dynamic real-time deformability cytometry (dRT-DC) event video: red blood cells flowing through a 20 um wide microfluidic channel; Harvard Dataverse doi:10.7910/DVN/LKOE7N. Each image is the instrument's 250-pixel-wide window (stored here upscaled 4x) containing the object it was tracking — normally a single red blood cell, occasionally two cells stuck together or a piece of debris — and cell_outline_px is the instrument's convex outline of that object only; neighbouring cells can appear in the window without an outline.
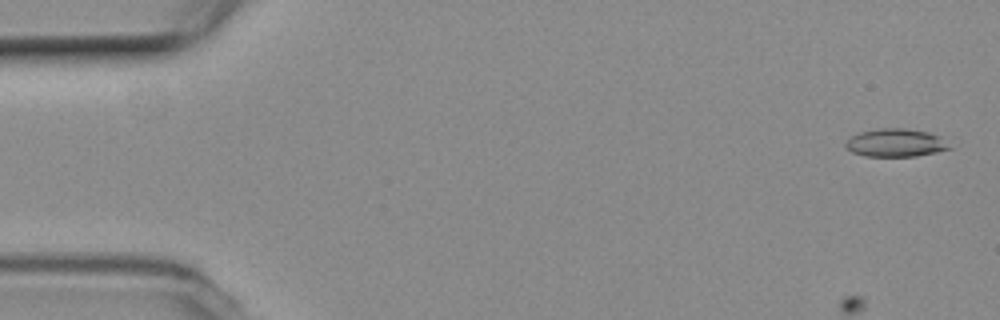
{"species": "common noctule bat (a hibernating species)", "species_latin": "Nyctalus noctula", "temperature_condition": "room temperature", "stored_images_in_passage": 18, "camera_frame_rate_fps": 3000, "um_per_image_px": 0.085, "animal": {"sex": "female", "body_mass_g": 19.3, "forearm_length_mm": 54.1}, "frame": {"image": 1, "passage_image": 2, "time_ms": 0.333, "image_size_px": [1000, 320], "cell_outline_px": [[952, 148], [936, 152], [916, 156], [864, 156], [852, 152], [844, 144], [852, 136], [860, 132], [880, 128], [904, 128], [928, 132], [940, 136]], "centroid_in_image_um": [76.14, 12.14], "position_along_channel_um": 8.9, "area_um2": 16.82}}